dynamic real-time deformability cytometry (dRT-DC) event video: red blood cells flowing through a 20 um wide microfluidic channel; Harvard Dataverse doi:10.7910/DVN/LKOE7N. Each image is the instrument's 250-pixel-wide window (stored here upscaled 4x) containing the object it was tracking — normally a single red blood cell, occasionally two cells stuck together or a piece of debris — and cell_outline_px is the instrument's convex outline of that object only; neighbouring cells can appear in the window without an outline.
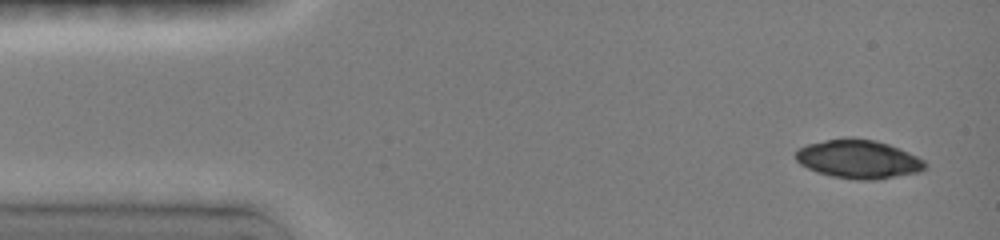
{"species": "common noctule bat (a hibernating species)", "species_latin": "Nyctalus noctula", "temperature_condition": "room temperature", "stored_images_in_passage": 7, "camera_frame_rate_fps": 3000, "um_per_image_px": 0.085, "animal": {"sex": "female", "body_mass_g": 19.0, "forearm_length_mm": 51.5}, "frame": {"image": 1, "passage_image": 1, "time_ms": 0.0, "image_size_px": [1000, 240], "cell_outline_px": [[928, 168], [920, 172], [872, 180], [856, 180], [832, 176], [816, 172], [800, 164], [796, 160], [796, 148], [808, 144], [824, 140], [848, 136], [852, 136], [876, 140], [900, 148], [924, 160], [928, 164]], "centroid_in_image_um": [72.97, 13.51], "position_along_channel_um": 12.0, "area_um2": 29.54}}